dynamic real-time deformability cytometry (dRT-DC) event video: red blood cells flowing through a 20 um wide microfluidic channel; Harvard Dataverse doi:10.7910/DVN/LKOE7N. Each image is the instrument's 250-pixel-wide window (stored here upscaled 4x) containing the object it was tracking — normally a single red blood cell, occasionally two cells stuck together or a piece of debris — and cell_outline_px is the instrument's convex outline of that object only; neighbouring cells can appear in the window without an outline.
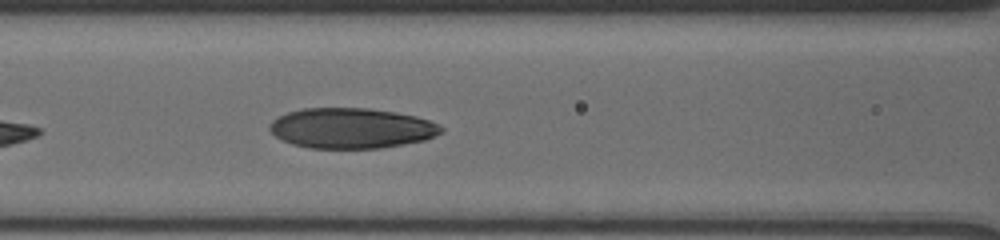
{"species": "human", "species_latin": "Homo sapiens", "temperature_condition": "cold", "stored_images_in_passage": 30, "camera_frame_rate_fps": 3000, "um_per_image_px": 0.085, "donor": {"sex": "male"}, "frame": {"image": 1, "passage_image": 10, "time_ms": 3.667, "image_size_px": [1000, 240], "cell_outline_px": [[444, 132], [424, 140], [404, 144], [380, 148], [308, 148], [292, 144], [280, 140], [268, 128], [268, 124], [276, 116], [300, 108], [368, 108], [396, 112], [416, 116], [428, 120], [444, 128]], "centroid_in_image_um": [29.83, 10.89], "position_along_channel_um": 136.8, "area_um2": 40.58}}
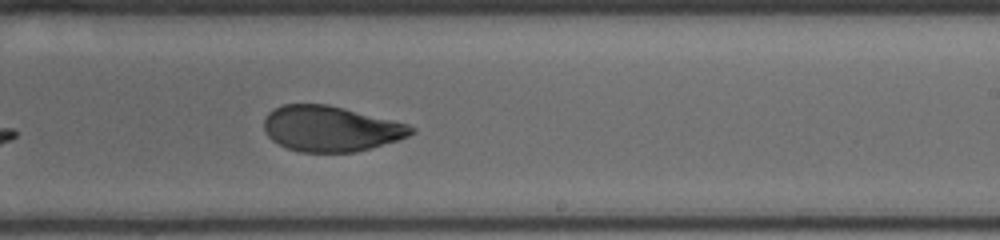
{"frame": {"image": 2, "passage_image": 17, "time_ms": 7.0, "image_size_px": [1000, 240], "cell_outline_px": [[416, 132], [408, 136], [396, 140], [356, 152], [300, 152], [288, 148], [272, 140], [268, 136], [264, 128], [264, 120], [268, 112], [284, 104], [328, 104], [408, 124], [416, 128]], "centroid_in_image_um": [28.11, 10.93], "position_along_channel_um": 260.9, "area_um2": 38.78}}
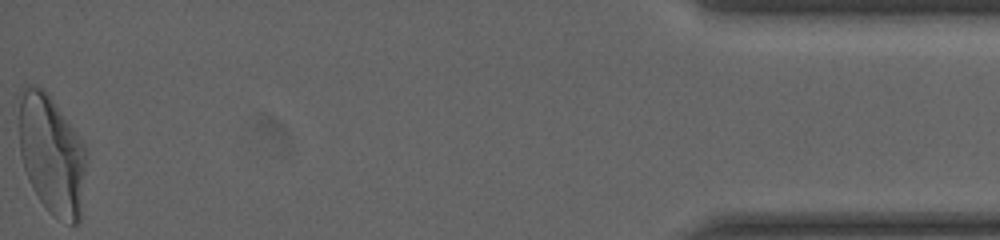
{"frame": {"image": 3, "passage_image": 30, "time_ms": 13.667, "image_size_px": [1000, 240], "cell_outline_px": [[88, 152], [80, 220], [76, 224], [72, 224], [56, 220], [44, 208], [32, 188], [28, 180], [20, 156], [20, 88], [24, 84], [32, 84], [48, 92], [84, 144]], "centroid_in_image_um": [4.41, 13.18], "position_along_channel_um": 430.8, "area_um2": 47.57}, "authors_computed_cell_mechanics": {"area_um2": 41.0958, "velocity_mm_per_s": 3.7387, "shape_relaxation_time_tau1_ms": 5.0833, "shape_relaxation_time_tau2_ms": 1.3509, "deformation_change_tau1": 0.21, "deformation_change_tau2": 0.0695}}